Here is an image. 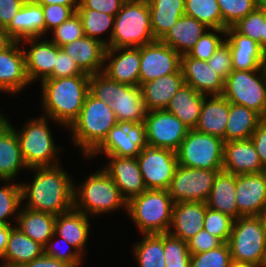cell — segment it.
Returning <instances> with one entry per match:
<instances>
[{
    "mask_svg": "<svg viewBox=\"0 0 266 267\" xmlns=\"http://www.w3.org/2000/svg\"><path fill=\"white\" fill-rule=\"evenodd\" d=\"M61 165L30 168L35 173L32 182L20 183L24 207L54 216L73 209L75 182Z\"/></svg>",
    "mask_w": 266,
    "mask_h": 267,
    "instance_id": "cell-1",
    "label": "cell"
},
{
    "mask_svg": "<svg viewBox=\"0 0 266 267\" xmlns=\"http://www.w3.org/2000/svg\"><path fill=\"white\" fill-rule=\"evenodd\" d=\"M89 77L82 74L43 80L40 83L42 115L69 128L78 118L89 93Z\"/></svg>",
    "mask_w": 266,
    "mask_h": 267,
    "instance_id": "cell-2",
    "label": "cell"
},
{
    "mask_svg": "<svg viewBox=\"0 0 266 267\" xmlns=\"http://www.w3.org/2000/svg\"><path fill=\"white\" fill-rule=\"evenodd\" d=\"M118 123L110 105L88 93L78 118L68 128L74 146L88 157Z\"/></svg>",
    "mask_w": 266,
    "mask_h": 267,
    "instance_id": "cell-3",
    "label": "cell"
},
{
    "mask_svg": "<svg viewBox=\"0 0 266 267\" xmlns=\"http://www.w3.org/2000/svg\"><path fill=\"white\" fill-rule=\"evenodd\" d=\"M79 184L77 186L74 184L73 208L75 210L87 216H100L121 208L127 212L128 201L103 169L100 168L91 173Z\"/></svg>",
    "mask_w": 266,
    "mask_h": 267,
    "instance_id": "cell-4",
    "label": "cell"
},
{
    "mask_svg": "<svg viewBox=\"0 0 266 267\" xmlns=\"http://www.w3.org/2000/svg\"><path fill=\"white\" fill-rule=\"evenodd\" d=\"M174 201L168 190L147 189L127 203V215L141 234L168 233Z\"/></svg>",
    "mask_w": 266,
    "mask_h": 267,
    "instance_id": "cell-5",
    "label": "cell"
},
{
    "mask_svg": "<svg viewBox=\"0 0 266 267\" xmlns=\"http://www.w3.org/2000/svg\"><path fill=\"white\" fill-rule=\"evenodd\" d=\"M154 41L148 1L126 0L115 16L109 47H141Z\"/></svg>",
    "mask_w": 266,
    "mask_h": 267,
    "instance_id": "cell-6",
    "label": "cell"
},
{
    "mask_svg": "<svg viewBox=\"0 0 266 267\" xmlns=\"http://www.w3.org/2000/svg\"><path fill=\"white\" fill-rule=\"evenodd\" d=\"M48 121L54 122L51 118L42 115L37 119L30 118L21 130L15 128L28 171L30 168L61 164L58 154L62 152V148L55 144Z\"/></svg>",
    "mask_w": 266,
    "mask_h": 267,
    "instance_id": "cell-7",
    "label": "cell"
},
{
    "mask_svg": "<svg viewBox=\"0 0 266 267\" xmlns=\"http://www.w3.org/2000/svg\"><path fill=\"white\" fill-rule=\"evenodd\" d=\"M233 263L264 265L266 232L259 216H240L234 220L228 241Z\"/></svg>",
    "mask_w": 266,
    "mask_h": 267,
    "instance_id": "cell-8",
    "label": "cell"
},
{
    "mask_svg": "<svg viewBox=\"0 0 266 267\" xmlns=\"http://www.w3.org/2000/svg\"><path fill=\"white\" fill-rule=\"evenodd\" d=\"M230 103L243 105L266 118V66L233 70L224 81L222 94Z\"/></svg>",
    "mask_w": 266,
    "mask_h": 267,
    "instance_id": "cell-9",
    "label": "cell"
},
{
    "mask_svg": "<svg viewBox=\"0 0 266 267\" xmlns=\"http://www.w3.org/2000/svg\"><path fill=\"white\" fill-rule=\"evenodd\" d=\"M224 140L189 129L176 151L178 164L207 170H223Z\"/></svg>",
    "mask_w": 266,
    "mask_h": 267,
    "instance_id": "cell-10",
    "label": "cell"
},
{
    "mask_svg": "<svg viewBox=\"0 0 266 267\" xmlns=\"http://www.w3.org/2000/svg\"><path fill=\"white\" fill-rule=\"evenodd\" d=\"M219 171L221 170L197 169L178 164L168 189L169 195L174 203H206Z\"/></svg>",
    "mask_w": 266,
    "mask_h": 267,
    "instance_id": "cell-11",
    "label": "cell"
},
{
    "mask_svg": "<svg viewBox=\"0 0 266 267\" xmlns=\"http://www.w3.org/2000/svg\"><path fill=\"white\" fill-rule=\"evenodd\" d=\"M146 146L148 144L144 122L117 123L87 158L94 159L99 154L136 158Z\"/></svg>",
    "mask_w": 266,
    "mask_h": 267,
    "instance_id": "cell-12",
    "label": "cell"
},
{
    "mask_svg": "<svg viewBox=\"0 0 266 267\" xmlns=\"http://www.w3.org/2000/svg\"><path fill=\"white\" fill-rule=\"evenodd\" d=\"M136 159L147 189H169L178 165L175 151L146 146Z\"/></svg>",
    "mask_w": 266,
    "mask_h": 267,
    "instance_id": "cell-13",
    "label": "cell"
},
{
    "mask_svg": "<svg viewBox=\"0 0 266 267\" xmlns=\"http://www.w3.org/2000/svg\"><path fill=\"white\" fill-rule=\"evenodd\" d=\"M144 125L148 146L175 152L189 131L179 118L166 110L147 111Z\"/></svg>",
    "mask_w": 266,
    "mask_h": 267,
    "instance_id": "cell-14",
    "label": "cell"
},
{
    "mask_svg": "<svg viewBox=\"0 0 266 267\" xmlns=\"http://www.w3.org/2000/svg\"><path fill=\"white\" fill-rule=\"evenodd\" d=\"M181 55L170 46L156 40L140 47L139 86L161 76L177 73Z\"/></svg>",
    "mask_w": 266,
    "mask_h": 267,
    "instance_id": "cell-15",
    "label": "cell"
},
{
    "mask_svg": "<svg viewBox=\"0 0 266 267\" xmlns=\"http://www.w3.org/2000/svg\"><path fill=\"white\" fill-rule=\"evenodd\" d=\"M25 54L26 73L29 81L42 82L45 79H51L56 57L58 55V46L50 40L42 37L26 38L20 41ZM26 44L29 45L25 49Z\"/></svg>",
    "mask_w": 266,
    "mask_h": 267,
    "instance_id": "cell-16",
    "label": "cell"
},
{
    "mask_svg": "<svg viewBox=\"0 0 266 267\" xmlns=\"http://www.w3.org/2000/svg\"><path fill=\"white\" fill-rule=\"evenodd\" d=\"M102 73L113 81L139 86L140 47L106 48Z\"/></svg>",
    "mask_w": 266,
    "mask_h": 267,
    "instance_id": "cell-17",
    "label": "cell"
},
{
    "mask_svg": "<svg viewBox=\"0 0 266 267\" xmlns=\"http://www.w3.org/2000/svg\"><path fill=\"white\" fill-rule=\"evenodd\" d=\"M104 156L108 162L102 169L112 178L127 201L147 190L136 158Z\"/></svg>",
    "mask_w": 266,
    "mask_h": 267,
    "instance_id": "cell-18",
    "label": "cell"
},
{
    "mask_svg": "<svg viewBox=\"0 0 266 267\" xmlns=\"http://www.w3.org/2000/svg\"><path fill=\"white\" fill-rule=\"evenodd\" d=\"M236 204L240 216H258L266 205V171L236 175Z\"/></svg>",
    "mask_w": 266,
    "mask_h": 267,
    "instance_id": "cell-19",
    "label": "cell"
},
{
    "mask_svg": "<svg viewBox=\"0 0 266 267\" xmlns=\"http://www.w3.org/2000/svg\"><path fill=\"white\" fill-rule=\"evenodd\" d=\"M31 85L26 73L25 54L20 41L0 53V92L18 94Z\"/></svg>",
    "mask_w": 266,
    "mask_h": 267,
    "instance_id": "cell-20",
    "label": "cell"
},
{
    "mask_svg": "<svg viewBox=\"0 0 266 267\" xmlns=\"http://www.w3.org/2000/svg\"><path fill=\"white\" fill-rule=\"evenodd\" d=\"M184 84L193 87L203 95H222L224 79L209 66L207 61L197 60L188 54L181 55L180 67Z\"/></svg>",
    "mask_w": 266,
    "mask_h": 267,
    "instance_id": "cell-21",
    "label": "cell"
},
{
    "mask_svg": "<svg viewBox=\"0 0 266 267\" xmlns=\"http://www.w3.org/2000/svg\"><path fill=\"white\" fill-rule=\"evenodd\" d=\"M118 123H142L147 110L140 86H131L113 81L112 104Z\"/></svg>",
    "mask_w": 266,
    "mask_h": 267,
    "instance_id": "cell-22",
    "label": "cell"
},
{
    "mask_svg": "<svg viewBox=\"0 0 266 267\" xmlns=\"http://www.w3.org/2000/svg\"><path fill=\"white\" fill-rule=\"evenodd\" d=\"M225 42L231 49L233 70H255L266 66V53L248 36L233 27L226 29Z\"/></svg>",
    "mask_w": 266,
    "mask_h": 267,
    "instance_id": "cell-23",
    "label": "cell"
},
{
    "mask_svg": "<svg viewBox=\"0 0 266 267\" xmlns=\"http://www.w3.org/2000/svg\"><path fill=\"white\" fill-rule=\"evenodd\" d=\"M223 170L235 175L266 171L251 139L224 143Z\"/></svg>",
    "mask_w": 266,
    "mask_h": 267,
    "instance_id": "cell-24",
    "label": "cell"
},
{
    "mask_svg": "<svg viewBox=\"0 0 266 267\" xmlns=\"http://www.w3.org/2000/svg\"><path fill=\"white\" fill-rule=\"evenodd\" d=\"M207 204L204 202L174 203L169 234L188 241L203 229Z\"/></svg>",
    "mask_w": 266,
    "mask_h": 267,
    "instance_id": "cell-25",
    "label": "cell"
},
{
    "mask_svg": "<svg viewBox=\"0 0 266 267\" xmlns=\"http://www.w3.org/2000/svg\"><path fill=\"white\" fill-rule=\"evenodd\" d=\"M88 75L101 73L104 67L106 46L86 35L61 47Z\"/></svg>",
    "mask_w": 266,
    "mask_h": 267,
    "instance_id": "cell-26",
    "label": "cell"
},
{
    "mask_svg": "<svg viewBox=\"0 0 266 267\" xmlns=\"http://www.w3.org/2000/svg\"><path fill=\"white\" fill-rule=\"evenodd\" d=\"M4 29L15 41L44 37L45 22L42 6L35 0H26Z\"/></svg>",
    "mask_w": 266,
    "mask_h": 267,
    "instance_id": "cell-27",
    "label": "cell"
},
{
    "mask_svg": "<svg viewBox=\"0 0 266 267\" xmlns=\"http://www.w3.org/2000/svg\"><path fill=\"white\" fill-rule=\"evenodd\" d=\"M184 84L181 69L140 85L147 111L165 110L172 97Z\"/></svg>",
    "mask_w": 266,
    "mask_h": 267,
    "instance_id": "cell-28",
    "label": "cell"
},
{
    "mask_svg": "<svg viewBox=\"0 0 266 267\" xmlns=\"http://www.w3.org/2000/svg\"><path fill=\"white\" fill-rule=\"evenodd\" d=\"M90 217L74 208L56 216L55 231L57 236L64 238L84 257L89 238Z\"/></svg>",
    "mask_w": 266,
    "mask_h": 267,
    "instance_id": "cell-29",
    "label": "cell"
},
{
    "mask_svg": "<svg viewBox=\"0 0 266 267\" xmlns=\"http://www.w3.org/2000/svg\"><path fill=\"white\" fill-rule=\"evenodd\" d=\"M230 102L223 95L205 96L195 130L224 140Z\"/></svg>",
    "mask_w": 266,
    "mask_h": 267,
    "instance_id": "cell-30",
    "label": "cell"
},
{
    "mask_svg": "<svg viewBox=\"0 0 266 267\" xmlns=\"http://www.w3.org/2000/svg\"><path fill=\"white\" fill-rule=\"evenodd\" d=\"M208 28L197 19L182 15L177 22L166 32L160 41L180 55L188 54Z\"/></svg>",
    "mask_w": 266,
    "mask_h": 267,
    "instance_id": "cell-31",
    "label": "cell"
},
{
    "mask_svg": "<svg viewBox=\"0 0 266 267\" xmlns=\"http://www.w3.org/2000/svg\"><path fill=\"white\" fill-rule=\"evenodd\" d=\"M22 169L26 170L28 167L20 150L15 126L10 123L0 132V181L15 182Z\"/></svg>",
    "mask_w": 266,
    "mask_h": 267,
    "instance_id": "cell-32",
    "label": "cell"
},
{
    "mask_svg": "<svg viewBox=\"0 0 266 267\" xmlns=\"http://www.w3.org/2000/svg\"><path fill=\"white\" fill-rule=\"evenodd\" d=\"M43 254L44 248L42 245L14 226L10 230L7 248L0 267H21Z\"/></svg>",
    "mask_w": 266,
    "mask_h": 267,
    "instance_id": "cell-33",
    "label": "cell"
},
{
    "mask_svg": "<svg viewBox=\"0 0 266 267\" xmlns=\"http://www.w3.org/2000/svg\"><path fill=\"white\" fill-rule=\"evenodd\" d=\"M207 207L238 219V208L236 204V175L221 170L217 173L206 201Z\"/></svg>",
    "mask_w": 266,
    "mask_h": 267,
    "instance_id": "cell-34",
    "label": "cell"
},
{
    "mask_svg": "<svg viewBox=\"0 0 266 267\" xmlns=\"http://www.w3.org/2000/svg\"><path fill=\"white\" fill-rule=\"evenodd\" d=\"M56 216L21 206L14 224L21 232L43 247L54 235Z\"/></svg>",
    "mask_w": 266,
    "mask_h": 267,
    "instance_id": "cell-35",
    "label": "cell"
},
{
    "mask_svg": "<svg viewBox=\"0 0 266 267\" xmlns=\"http://www.w3.org/2000/svg\"><path fill=\"white\" fill-rule=\"evenodd\" d=\"M205 96L193 87L183 84L165 110L179 118L189 129H194L198 123Z\"/></svg>",
    "mask_w": 266,
    "mask_h": 267,
    "instance_id": "cell-36",
    "label": "cell"
},
{
    "mask_svg": "<svg viewBox=\"0 0 266 267\" xmlns=\"http://www.w3.org/2000/svg\"><path fill=\"white\" fill-rule=\"evenodd\" d=\"M150 11L151 28L156 40L185 15V0H147Z\"/></svg>",
    "mask_w": 266,
    "mask_h": 267,
    "instance_id": "cell-37",
    "label": "cell"
},
{
    "mask_svg": "<svg viewBox=\"0 0 266 267\" xmlns=\"http://www.w3.org/2000/svg\"><path fill=\"white\" fill-rule=\"evenodd\" d=\"M262 119L254 110L230 103L224 142L250 139Z\"/></svg>",
    "mask_w": 266,
    "mask_h": 267,
    "instance_id": "cell-38",
    "label": "cell"
},
{
    "mask_svg": "<svg viewBox=\"0 0 266 267\" xmlns=\"http://www.w3.org/2000/svg\"><path fill=\"white\" fill-rule=\"evenodd\" d=\"M132 250L138 267H166L164 258V233L142 234Z\"/></svg>",
    "mask_w": 266,
    "mask_h": 267,
    "instance_id": "cell-39",
    "label": "cell"
},
{
    "mask_svg": "<svg viewBox=\"0 0 266 267\" xmlns=\"http://www.w3.org/2000/svg\"><path fill=\"white\" fill-rule=\"evenodd\" d=\"M76 12L82 21L84 34L87 37L94 38L102 42L106 46V48H109L115 16L108 15L93 9H77ZM107 31L109 32V37L107 39L100 38L102 34L104 35V33H106Z\"/></svg>",
    "mask_w": 266,
    "mask_h": 267,
    "instance_id": "cell-40",
    "label": "cell"
},
{
    "mask_svg": "<svg viewBox=\"0 0 266 267\" xmlns=\"http://www.w3.org/2000/svg\"><path fill=\"white\" fill-rule=\"evenodd\" d=\"M2 182L4 186H0V225H13L11 222H14L13 219L16 222L18 209H21L23 201L21 184H15L12 180H2Z\"/></svg>",
    "mask_w": 266,
    "mask_h": 267,
    "instance_id": "cell-41",
    "label": "cell"
},
{
    "mask_svg": "<svg viewBox=\"0 0 266 267\" xmlns=\"http://www.w3.org/2000/svg\"><path fill=\"white\" fill-rule=\"evenodd\" d=\"M185 15L210 29H222V15L217 0H185Z\"/></svg>",
    "mask_w": 266,
    "mask_h": 267,
    "instance_id": "cell-42",
    "label": "cell"
},
{
    "mask_svg": "<svg viewBox=\"0 0 266 267\" xmlns=\"http://www.w3.org/2000/svg\"><path fill=\"white\" fill-rule=\"evenodd\" d=\"M222 15V30L235 25L259 6V0H217Z\"/></svg>",
    "mask_w": 266,
    "mask_h": 267,
    "instance_id": "cell-43",
    "label": "cell"
},
{
    "mask_svg": "<svg viewBox=\"0 0 266 267\" xmlns=\"http://www.w3.org/2000/svg\"><path fill=\"white\" fill-rule=\"evenodd\" d=\"M164 258L166 267H190L191 253L187 242L164 233Z\"/></svg>",
    "mask_w": 266,
    "mask_h": 267,
    "instance_id": "cell-44",
    "label": "cell"
},
{
    "mask_svg": "<svg viewBox=\"0 0 266 267\" xmlns=\"http://www.w3.org/2000/svg\"><path fill=\"white\" fill-rule=\"evenodd\" d=\"M232 264L228 242L209 251L191 254L190 267H231Z\"/></svg>",
    "mask_w": 266,
    "mask_h": 267,
    "instance_id": "cell-45",
    "label": "cell"
},
{
    "mask_svg": "<svg viewBox=\"0 0 266 267\" xmlns=\"http://www.w3.org/2000/svg\"><path fill=\"white\" fill-rule=\"evenodd\" d=\"M222 35V36H221ZM226 30L209 29L198 39L188 55L197 60L207 61L225 41Z\"/></svg>",
    "mask_w": 266,
    "mask_h": 267,
    "instance_id": "cell-46",
    "label": "cell"
},
{
    "mask_svg": "<svg viewBox=\"0 0 266 267\" xmlns=\"http://www.w3.org/2000/svg\"><path fill=\"white\" fill-rule=\"evenodd\" d=\"M55 241L57 242V244ZM61 242L63 245L65 244V246H67V251L64 252L63 248L61 247ZM58 243H60L61 246L58 245ZM43 248L44 255L57 259L59 261L66 262L73 267L82 266L81 264L83 263V260H85V257L74 246L70 245L64 238L57 236L55 233Z\"/></svg>",
    "mask_w": 266,
    "mask_h": 267,
    "instance_id": "cell-47",
    "label": "cell"
},
{
    "mask_svg": "<svg viewBox=\"0 0 266 267\" xmlns=\"http://www.w3.org/2000/svg\"><path fill=\"white\" fill-rule=\"evenodd\" d=\"M233 222L230 216L207 207L203 229L225 243L229 241Z\"/></svg>",
    "mask_w": 266,
    "mask_h": 267,
    "instance_id": "cell-48",
    "label": "cell"
},
{
    "mask_svg": "<svg viewBox=\"0 0 266 267\" xmlns=\"http://www.w3.org/2000/svg\"><path fill=\"white\" fill-rule=\"evenodd\" d=\"M51 33L53 35L49 40L60 48L85 36L82 21L77 12L51 31Z\"/></svg>",
    "mask_w": 266,
    "mask_h": 267,
    "instance_id": "cell-49",
    "label": "cell"
},
{
    "mask_svg": "<svg viewBox=\"0 0 266 267\" xmlns=\"http://www.w3.org/2000/svg\"><path fill=\"white\" fill-rule=\"evenodd\" d=\"M265 22V12L258 6L254 11L242 18L232 27L242 35L248 36L257 42L262 48L263 24Z\"/></svg>",
    "mask_w": 266,
    "mask_h": 267,
    "instance_id": "cell-50",
    "label": "cell"
},
{
    "mask_svg": "<svg viewBox=\"0 0 266 267\" xmlns=\"http://www.w3.org/2000/svg\"><path fill=\"white\" fill-rule=\"evenodd\" d=\"M45 22V37L46 33L53 31L60 24L72 16L78 6H63L59 4L41 5ZM50 30V31H49Z\"/></svg>",
    "mask_w": 266,
    "mask_h": 267,
    "instance_id": "cell-51",
    "label": "cell"
},
{
    "mask_svg": "<svg viewBox=\"0 0 266 267\" xmlns=\"http://www.w3.org/2000/svg\"><path fill=\"white\" fill-rule=\"evenodd\" d=\"M207 63L225 80L233 71L229 45L224 41L207 60Z\"/></svg>",
    "mask_w": 266,
    "mask_h": 267,
    "instance_id": "cell-52",
    "label": "cell"
},
{
    "mask_svg": "<svg viewBox=\"0 0 266 267\" xmlns=\"http://www.w3.org/2000/svg\"><path fill=\"white\" fill-rule=\"evenodd\" d=\"M89 92L104 103L112 104L113 80L105 74L96 73L89 77Z\"/></svg>",
    "mask_w": 266,
    "mask_h": 267,
    "instance_id": "cell-53",
    "label": "cell"
},
{
    "mask_svg": "<svg viewBox=\"0 0 266 267\" xmlns=\"http://www.w3.org/2000/svg\"><path fill=\"white\" fill-rule=\"evenodd\" d=\"M82 74L86 73L79 68L74 59H72L65 53L64 50L58 47V55L56 57L53 72L51 73V78L72 77Z\"/></svg>",
    "mask_w": 266,
    "mask_h": 267,
    "instance_id": "cell-54",
    "label": "cell"
},
{
    "mask_svg": "<svg viewBox=\"0 0 266 267\" xmlns=\"http://www.w3.org/2000/svg\"><path fill=\"white\" fill-rule=\"evenodd\" d=\"M187 242L189 252L191 254H198L201 252L209 251L218 248L223 242L211 235L206 230L202 229L194 237L190 238Z\"/></svg>",
    "mask_w": 266,
    "mask_h": 267,
    "instance_id": "cell-55",
    "label": "cell"
},
{
    "mask_svg": "<svg viewBox=\"0 0 266 267\" xmlns=\"http://www.w3.org/2000/svg\"><path fill=\"white\" fill-rule=\"evenodd\" d=\"M126 0H79L77 9H93L116 16Z\"/></svg>",
    "mask_w": 266,
    "mask_h": 267,
    "instance_id": "cell-56",
    "label": "cell"
},
{
    "mask_svg": "<svg viewBox=\"0 0 266 267\" xmlns=\"http://www.w3.org/2000/svg\"><path fill=\"white\" fill-rule=\"evenodd\" d=\"M262 166L266 169V118H263L251 136Z\"/></svg>",
    "mask_w": 266,
    "mask_h": 267,
    "instance_id": "cell-57",
    "label": "cell"
},
{
    "mask_svg": "<svg viewBox=\"0 0 266 267\" xmlns=\"http://www.w3.org/2000/svg\"><path fill=\"white\" fill-rule=\"evenodd\" d=\"M26 0H0V27L5 28Z\"/></svg>",
    "mask_w": 266,
    "mask_h": 267,
    "instance_id": "cell-58",
    "label": "cell"
},
{
    "mask_svg": "<svg viewBox=\"0 0 266 267\" xmlns=\"http://www.w3.org/2000/svg\"><path fill=\"white\" fill-rule=\"evenodd\" d=\"M21 267H73L72 265L59 261L57 259L42 255L39 258L32 260L29 263L24 264Z\"/></svg>",
    "mask_w": 266,
    "mask_h": 267,
    "instance_id": "cell-59",
    "label": "cell"
},
{
    "mask_svg": "<svg viewBox=\"0 0 266 267\" xmlns=\"http://www.w3.org/2000/svg\"><path fill=\"white\" fill-rule=\"evenodd\" d=\"M15 225H0V260L2 261L7 248L10 230Z\"/></svg>",
    "mask_w": 266,
    "mask_h": 267,
    "instance_id": "cell-60",
    "label": "cell"
},
{
    "mask_svg": "<svg viewBox=\"0 0 266 267\" xmlns=\"http://www.w3.org/2000/svg\"><path fill=\"white\" fill-rule=\"evenodd\" d=\"M15 42L8 32L3 27H0V53L9 49Z\"/></svg>",
    "mask_w": 266,
    "mask_h": 267,
    "instance_id": "cell-61",
    "label": "cell"
},
{
    "mask_svg": "<svg viewBox=\"0 0 266 267\" xmlns=\"http://www.w3.org/2000/svg\"><path fill=\"white\" fill-rule=\"evenodd\" d=\"M40 5L59 4L63 6H78L79 0H35Z\"/></svg>",
    "mask_w": 266,
    "mask_h": 267,
    "instance_id": "cell-62",
    "label": "cell"
},
{
    "mask_svg": "<svg viewBox=\"0 0 266 267\" xmlns=\"http://www.w3.org/2000/svg\"><path fill=\"white\" fill-rule=\"evenodd\" d=\"M10 124V121L8 120L7 116H5L0 111V132L7 127Z\"/></svg>",
    "mask_w": 266,
    "mask_h": 267,
    "instance_id": "cell-63",
    "label": "cell"
},
{
    "mask_svg": "<svg viewBox=\"0 0 266 267\" xmlns=\"http://www.w3.org/2000/svg\"><path fill=\"white\" fill-rule=\"evenodd\" d=\"M259 218L262 222L263 228L266 232V205L264 206V208L261 210V212L259 213Z\"/></svg>",
    "mask_w": 266,
    "mask_h": 267,
    "instance_id": "cell-64",
    "label": "cell"
},
{
    "mask_svg": "<svg viewBox=\"0 0 266 267\" xmlns=\"http://www.w3.org/2000/svg\"><path fill=\"white\" fill-rule=\"evenodd\" d=\"M262 50L266 53V14H265V22L263 24Z\"/></svg>",
    "mask_w": 266,
    "mask_h": 267,
    "instance_id": "cell-65",
    "label": "cell"
},
{
    "mask_svg": "<svg viewBox=\"0 0 266 267\" xmlns=\"http://www.w3.org/2000/svg\"><path fill=\"white\" fill-rule=\"evenodd\" d=\"M231 267H263V266L256 264H247V263H233Z\"/></svg>",
    "mask_w": 266,
    "mask_h": 267,
    "instance_id": "cell-66",
    "label": "cell"
},
{
    "mask_svg": "<svg viewBox=\"0 0 266 267\" xmlns=\"http://www.w3.org/2000/svg\"><path fill=\"white\" fill-rule=\"evenodd\" d=\"M259 6L264 10L266 14V0H259Z\"/></svg>",
    "mask_w": 266,
    "mask_h": 267,
    "instance_id": "cell-67",
    "label": "cell"
},
{
    "mask_svg": "<svg viewBox=\"0 0 266 267\" xmlns=\"http://www.w3.org/2000/svg\"><path fill=\"white\" fill-rule=\"evenodd\" d=\"M263 267H266V257H265V260H264V265H263Z\"/></svg>",
    "mask_w": 266,
    "mask_h": 267,
    "instance_id": "cell-68",
    "label": "cell"
}]
</instances>
